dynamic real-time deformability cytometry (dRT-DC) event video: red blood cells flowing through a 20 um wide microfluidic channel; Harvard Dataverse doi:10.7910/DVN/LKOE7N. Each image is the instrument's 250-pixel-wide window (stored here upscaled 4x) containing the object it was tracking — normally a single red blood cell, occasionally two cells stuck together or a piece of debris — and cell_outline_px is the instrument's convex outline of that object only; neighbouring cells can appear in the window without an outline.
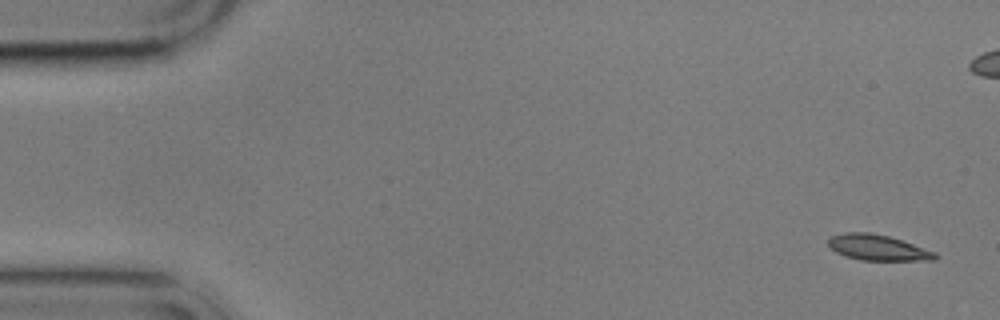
{"species": "common noctule bat (a hibernating species)", "species_latin": "Nyctalus noctula", "temperature_condition": "cold", "stored_images_in_passage": 7, "camera_frame_rate_fps": 3000, "um_per_image_px": 0.085, "animal": {"sex": "male", "body_mass_g": 17.9}, "frame": {"image": 1, "passage_image": 1, "time_ms": 0.0, "image_size_px": [1000, 320], "cell_outline_px": [[940, 256], [936, 260], [860, 260], [844, 256], [836, 252], [828, 244], [828, 240], [832, 236], [844, 232], [868, 232], [888, 236], [936, 252]], "centroid_in_image_um": [74.62, 21.05], "position_along_channel_um": 10.4, "area_um2": 15.9}}
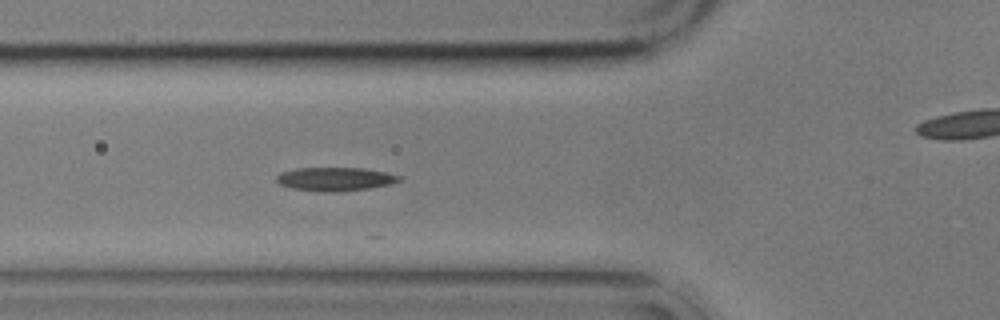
{"frame": {"image": 2, "passage_image": 6, "time_ms": 6.0, "image_size_px": [1000, 320], "cell_outline_px": [[400, 180], [392, 184], [368, 188], [336, 192], [320, 192], [292, 188], [280, 184], [276, 180], [276, 176], [280, 172], [296, 168], [364, 168], [384, 172], [400, 176]], "centroid_in_image_um": [28.45, 15.22], "position_along_channel_um": 97.3, "area_um2": 16.82}}